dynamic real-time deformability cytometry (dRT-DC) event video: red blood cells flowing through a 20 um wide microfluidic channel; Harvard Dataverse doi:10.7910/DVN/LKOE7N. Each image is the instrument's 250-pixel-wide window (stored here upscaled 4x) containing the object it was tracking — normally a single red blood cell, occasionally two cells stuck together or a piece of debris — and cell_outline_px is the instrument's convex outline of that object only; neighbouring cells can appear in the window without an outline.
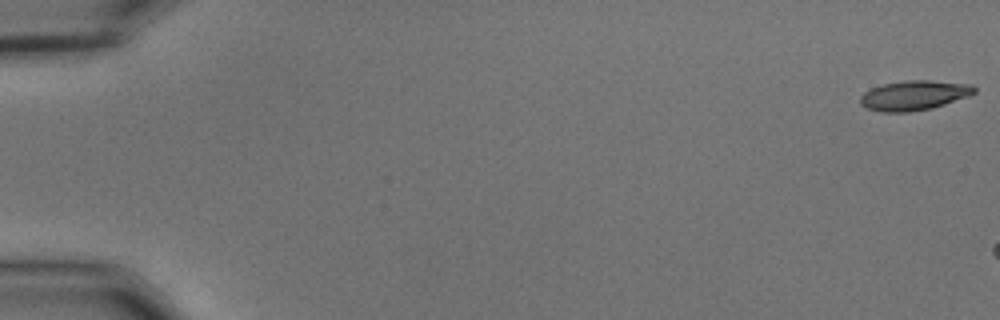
{"species": "common noctule bat (a hibernating species)", "species_latin": "Nyctalus noctula", "temperature_condition": "cold", "stored_images_in_passage": 7, "camera_frame_rate_fps": 3000, "um_per_image_px": 0.085, "animal": {"sex": "male", "body_mass_g": 15.6}, "frame": {"image": 1, "passage_image": 1, "time_ms": 0.0, "image_size_px": [1000, 320], "cell_outline_px": [[976, 92], [968, 96], [932, 108], [908, 112], [880, 112], [868, 108], [860, 104], [860, 96], [864, 92], [872, 88], [884, 84], [904, 80], [928, 80], [972, 84], [976, 88]], "centroid_in_image_um": [77.69, 8.1], "position_along_channel_um": 7.3, "area_um2": 19.71}}